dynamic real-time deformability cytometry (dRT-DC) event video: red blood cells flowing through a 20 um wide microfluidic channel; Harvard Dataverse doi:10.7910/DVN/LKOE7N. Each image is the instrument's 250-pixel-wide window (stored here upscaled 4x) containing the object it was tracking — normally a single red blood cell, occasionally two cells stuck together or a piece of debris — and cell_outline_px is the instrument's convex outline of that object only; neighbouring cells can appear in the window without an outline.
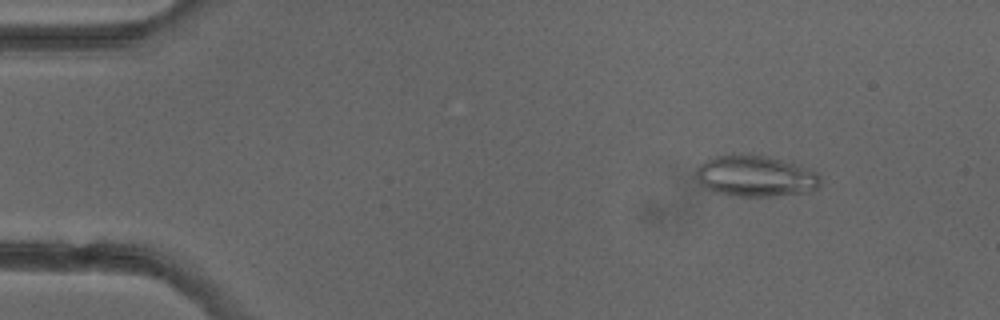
{"species": "common noctule bat (a hibernating species)", "species_latin": "Nyctalus noctula", "temperature_condition": "cold", "stored_images_in_passage": 3, "camera_frame_rate_fps": 3000, "um_per_image_px": 0.085, "animal": {"sex": "female"}, "frame": {"image": 1, "passage_image": 1, "time_ms": 0.0, "image_size_px": [1000, 320], "cell_outline_px": [[820, 184], [812, 192], [772, 196], [736, 196], [712, 192], [704, 188], [700, 184], [696, 176], [696, 168], [704, 160], [716, 156], [764, 156], [792, 160], [816, 172], [820, 176]], "centroid_in_image_um": [64.25, 14.98], "position_along_channel_um": 20.8, "area_um2": 30.06}}